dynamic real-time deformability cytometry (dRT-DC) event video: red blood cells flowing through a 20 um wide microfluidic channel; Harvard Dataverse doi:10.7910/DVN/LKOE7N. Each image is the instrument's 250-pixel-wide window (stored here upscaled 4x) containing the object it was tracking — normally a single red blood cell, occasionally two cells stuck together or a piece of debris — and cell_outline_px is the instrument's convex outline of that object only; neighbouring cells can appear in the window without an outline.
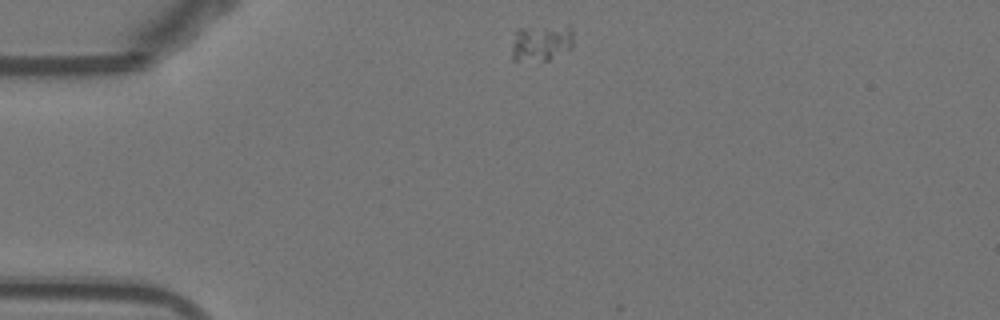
{"species": "Egyptian fruit bat (a non-hibernating species)", "species_latin": "Rousettus aegyptiacus", "temperature_condition": "warm", "stored_images_in_passage": 8, "camera_frame_rate_fps": 3000, "um_per_image_px": 0.085, "animal": {"sex": "female"}, "frame": {"image": 1, "passage_image": 1, "time_ms": 0.0, "image_size_px": [1000, 320], "cell_outline_px": [[572, 48], [548, 60], [512, 60], [512, 44], [516, 28], [568, 24], [572, 28]], "centroid_in_image_um": [46.02, 3.59], "position_along_channel_um": 39.0, "area_um2": 13.41}}
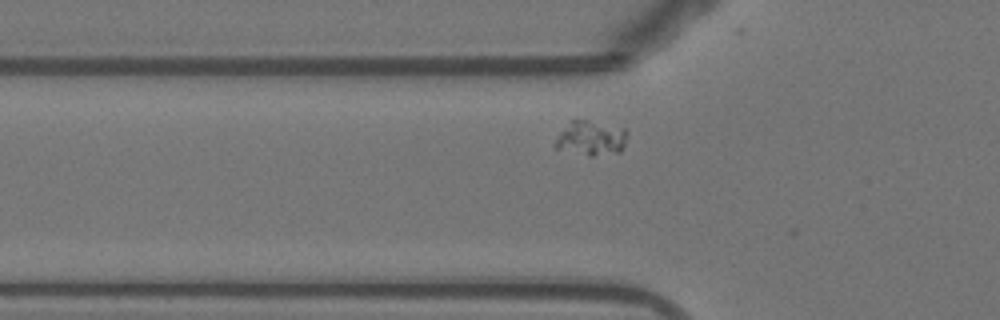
{"frame": {"image": 2, "passage_image": 7, "time_ms": 2.0, "image_size_px": [1000, 320], "cell_outline_px": [[628, 132], [624, 144], [620, 152], [592, 156], [588, 156], [556, 148], [552, 144], [556, 136], [576, 116], [624, 128]], "centroid_in_image_um": [50.21, 11.71], "position_along_channel_um": 75.6, "area_um2": 14.97}}